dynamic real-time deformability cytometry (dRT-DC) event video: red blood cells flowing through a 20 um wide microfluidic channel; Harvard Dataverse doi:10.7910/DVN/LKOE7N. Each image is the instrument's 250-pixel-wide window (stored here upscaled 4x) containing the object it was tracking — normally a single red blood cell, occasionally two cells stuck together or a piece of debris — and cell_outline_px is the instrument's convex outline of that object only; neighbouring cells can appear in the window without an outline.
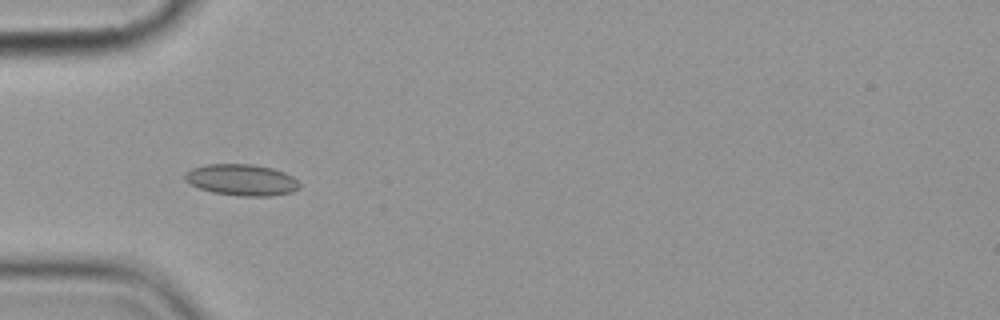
{"species": "common noctule bat (a hibernating species)", "species_latin": "Nyctalus noctula", "temperature_condition": "cold", "stored_images_in_passage": 6, "camera_frame_rate_fps": 3000, "um_per_image_px": 0.085, "animal": {"sex": "female", "body_mass_g": 19.9}, "frame": {"image": 1, "passage_image": 5, "time_ms": 5.667, "image_size_px": [1000, 320], "cell_outline_px": [[300, 188], [292, 192], [268, 196], [240, 196], [212, 192], [188, 184], [184, 180], [184, 172], [192, 168], [208, 164], [252, 164], [272, 168], [284, 172], [292, 176], [300, 184]], "centroid_in_image_um": [20.51, 15.29], "position_along_channel_um": 64.5, "area_um2": 21.04}}
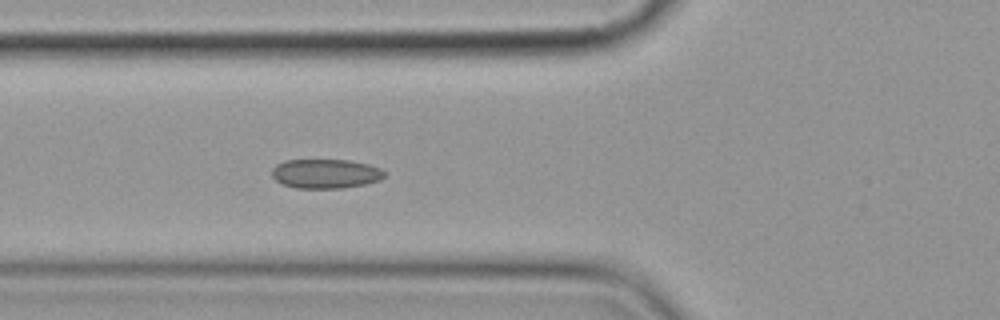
{"frame": {"image": 2, "passage_image": 6, "time_ms": 6.667, "image_size_px": [1000, 320], "cell_outline_px": [[384, 176], [380, 180], [364, 184], [344, 188], [296, 188], [284, 184], [276, 180], [272, 176], [272, 168], [276, 164], [284, 160], [348, 160], [368, 164], [380, 168], [384, 172]], "centroid_in_image_um": [27.66, 14.76], "position_along_channel_um": 98.1, "area_um2": 19.19}}